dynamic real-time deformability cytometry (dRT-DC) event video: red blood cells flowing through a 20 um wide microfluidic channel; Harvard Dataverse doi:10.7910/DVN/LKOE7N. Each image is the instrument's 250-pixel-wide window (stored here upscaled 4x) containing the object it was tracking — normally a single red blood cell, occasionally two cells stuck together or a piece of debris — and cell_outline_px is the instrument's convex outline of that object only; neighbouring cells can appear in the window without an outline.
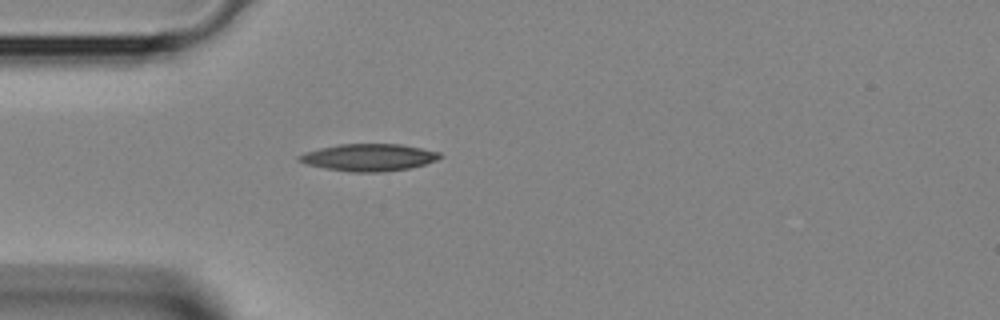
{"species": "Egyptian fruit bat (a non-hibernating species)", "species_latin": "Rousettus aegyptiacus", "temperature_condition": "room temperature", "stored_images_in_passage": 1, "camera_frame_rate_fps": 3000, "um_per_image_px": 0.085, "animal": {"sex": "female"}, "frame": {"image": 1, "passage_image": 1, "time_ms": 0.0, "image_size_px": [1000, 320], "cell_outline_px": [[444, 156], [436, 160], [424, 164], [408, 168], [380, 172], [352, 172], [328, 168], [308, 164], [296, 160], [296, 156], [304, 152], [320, 148], [340, 144], [400, 144], [440, 152]], "centroid_in_image_um": [31.34, 13.37], "position_along_channel_um": 53.7, "area_um2": 22.08}}